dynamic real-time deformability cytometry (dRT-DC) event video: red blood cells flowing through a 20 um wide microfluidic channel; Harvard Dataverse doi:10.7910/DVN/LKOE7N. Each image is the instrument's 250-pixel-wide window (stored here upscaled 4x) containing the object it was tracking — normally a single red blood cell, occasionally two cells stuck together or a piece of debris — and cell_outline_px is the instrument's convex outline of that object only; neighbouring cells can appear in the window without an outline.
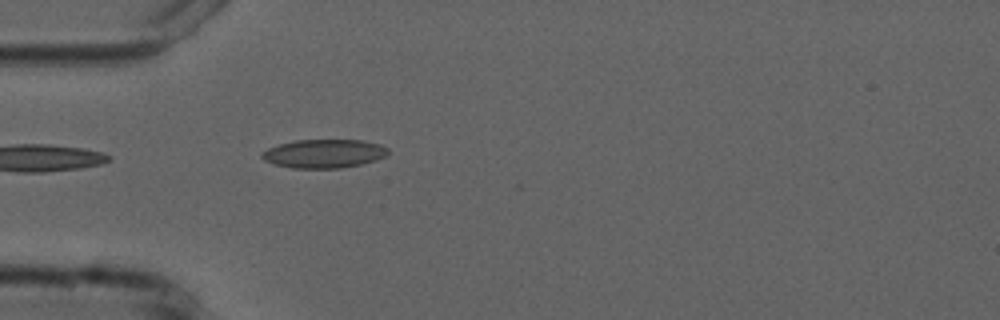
{"species": "common noctule bat (a hibernating species)", "species_latin": "Nyctalus noctula", "temperature_condition": "cold", "stored_images_in_passage": 4, "camera_frame_rate_fps": 3000, "um_per_image_px": 0.085, "animal": {"sex": "male", "forearm_length_mm": 52.5}, "frame": {"image": 1, "passage_image": 4, "time_ms": 3.333, "image_size_px": [1000, 320], "cell_outline_px": [[388, 152], [384, 156], [376, 160], [360, 164], [340, 168], [292, 168], [272, 164], [264, 160], [260, 156], [268, 148], [280, 144], [296, 140], [360, 140], [380, 144], [388, 148]], "centroid_in_image_um": [27.52, 13.06], "position_along_channel_um": 57.5, "area_um2": 20.92}}